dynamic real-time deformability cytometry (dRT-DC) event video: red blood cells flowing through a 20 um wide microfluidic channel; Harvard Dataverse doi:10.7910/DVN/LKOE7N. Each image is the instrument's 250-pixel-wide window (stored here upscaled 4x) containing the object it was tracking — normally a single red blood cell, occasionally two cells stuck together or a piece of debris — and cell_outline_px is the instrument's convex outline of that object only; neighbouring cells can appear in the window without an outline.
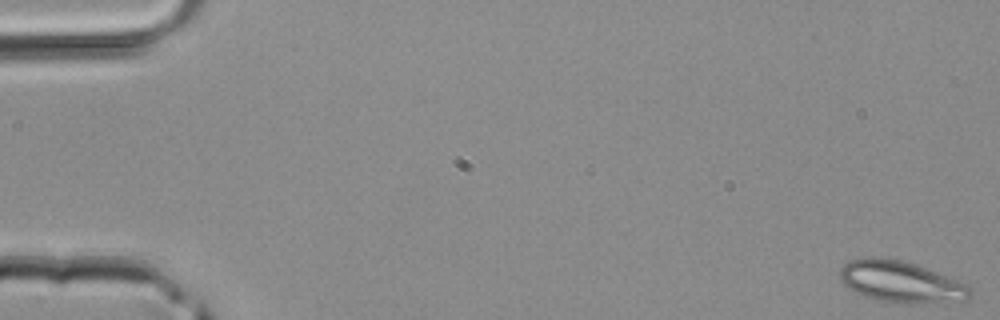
{"species": "common noctule bat (a hibernating species)", "species_latin": "Nyctalus noctula", "temperature_condition": "room temperature", "stored_images_in_passage": 45, "segment_of_instrument_passage": [1, 2], "camera_frame_rate_fps": 3000, "um_per_image_px": 0.085, "animal": {"sex": "male", "body_mass_g": 20.4}, "frame": {"image": 1, "passage_image": 1, "time_ms": 0.0, "image_size_px": [1000, 320], "cell_outline_px": [[972, 296], [968, 300], [916, 304], [896, 304], [876, 300], [864, 296], [848, 288], [840, 280], [840, 268], [848, 260], [868, 256], [876, 256], [900, 260], [916, 264], [968, 284], [972, 288]], "centroid_in_image_um": [76.58, 23.96], "position_along_channel_um": 8.4, "area_um2": 32.08}}
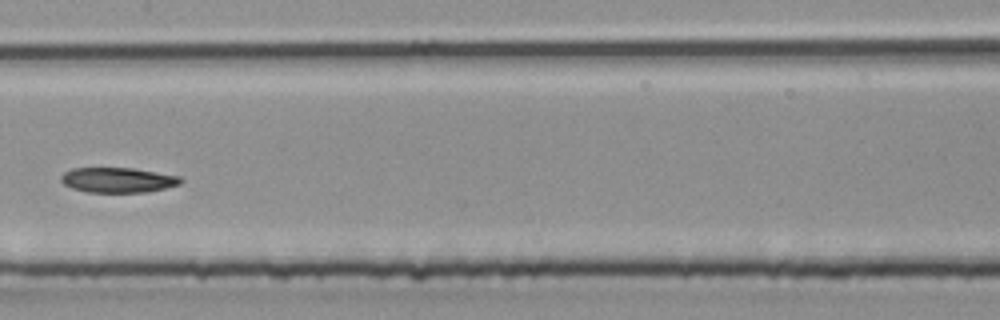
{"frame": {"image": 2, "passage_image": 23, "time_ms": 7.333, "image_size_px": [1000, 320], "cell_outline_px": [[184, 180], [180, 184], [164, 188], [144, 192], [88, 192], [72, 188], [64, 184], [60, 180], [60, 176], [64, 172], [72, 168], [132, 168], [180, 176]], "centroid_in_image_um": [10.0, 15.29], "position_along_channel_um": 197.4, "area_um2": 17.4}}
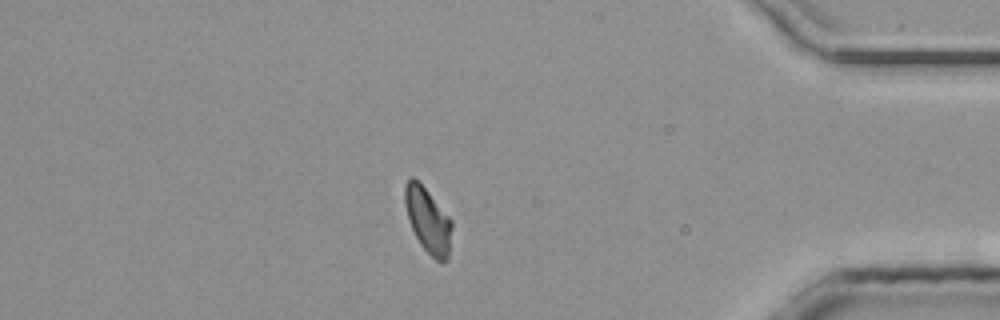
{"frame": {"image": 3, "passage_image": 38, "time_ms": 12.333, "image_size_px": [1000, 320], "cell_outline_px": [[452, 228], [448, 260], [440, 264], [420, 244], [408, 220], [404, 204], [404, 184], [412, 176], [428, 192], [452, 220]], "centroid_in_image_um": [36.37, 18.75], "position_along_channel_um": 398.8, "area_um2": 17.74}}